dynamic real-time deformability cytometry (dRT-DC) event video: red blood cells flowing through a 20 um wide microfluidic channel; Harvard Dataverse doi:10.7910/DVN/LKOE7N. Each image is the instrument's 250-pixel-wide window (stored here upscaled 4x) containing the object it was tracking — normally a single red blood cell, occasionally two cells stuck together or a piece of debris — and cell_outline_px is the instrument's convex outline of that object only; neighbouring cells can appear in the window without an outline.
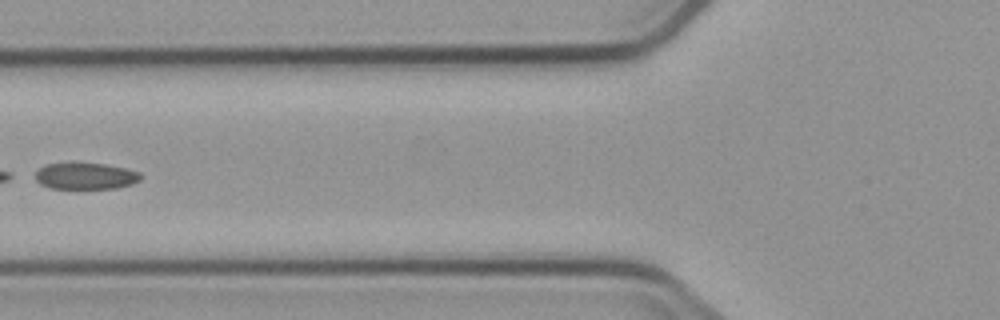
{"species": "common noctule bat (a hibernating species)", "species_latin": "Nyctalus noctula", "temperature_condition": "cold", "stored_images_in_passage": 7, "camera_frame_rate_fps": 3000, "um_per_image_px": 0.085, "animal": {"sex": "male", "body_mass_g": 23.1, "forearm_length_mm": 52.7}, "frame": {"image": 1, "passage_image": 6, "time_ms": 6.667, "image_size_px": [1000, 320], "cell_outline_px": [[140, 180], [132, 184], [116, 188], [48, 188], [40, 184], [36, 180], [36, 172], [44, 164], [72, 160], [76, 160], [104, 164], [124, 168], [140, 172]], "centroid_in_image_um": [7.21, 14.91], "position_along_channel_um": 118.6, "area_um2": 16.88}}
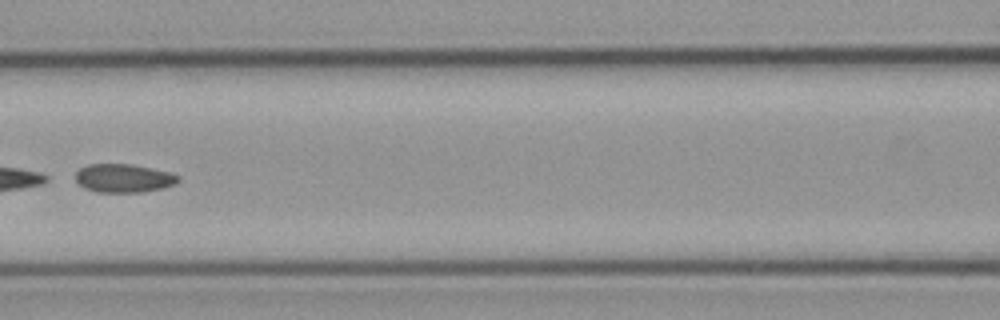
{"frame": {"image": 2, "passage_image": 7, "time_ms": 7.667, "image_size_px": [1000, 320], "cell_outline_px": [[180, 180], [176, 184], [164, 188], [140, 192], [96, 192], [84, 188], [76, 184], [76, 172], [80, 168], [88, 164], [132, 164], [152, 168], [168, 172], [180, 176]], "centroid_in_image_um": [10.5, 15.15], "position_along_channel_um": 156.1, "area_um2": 17.22}}